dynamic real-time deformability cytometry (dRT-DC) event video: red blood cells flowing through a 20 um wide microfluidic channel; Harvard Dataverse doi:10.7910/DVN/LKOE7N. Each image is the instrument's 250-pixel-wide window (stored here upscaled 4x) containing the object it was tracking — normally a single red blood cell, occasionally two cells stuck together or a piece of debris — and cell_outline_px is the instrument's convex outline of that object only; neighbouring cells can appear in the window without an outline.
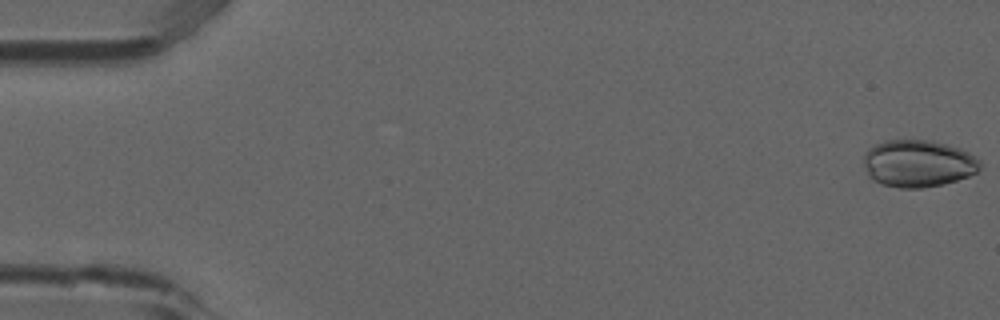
{"species": "common noctule bat (a hibernating species)", "species_latin": "Nyctalus noctula", "temperature_condition": "room temperature", "stored_images_in_passage": 5, "camera_frame_rate_fps": 3000, "um_per_image_px": 0.085, "animal": {"sex": "male", "forearm_length_mm": 52.5}, "frame": {"image": 1, "passage_image": 1, "time_ms": 0.0, "image_size_px": [1000, 320], "cell_outline_px": [[984, 164], [976, 172], [968, 176], [944, 184], [920, 188], [900, 188], [880, 184], [872, 180], [868, 176], [864, 168], [864, 152], [868, 148], [876, 144], [888, 140], [932, 140], [948, 144], [960, 148], [976, 156]], "centroid_in_image_um": [78.04, 13.89], "position_along_channel_um": 7.0, "area_um2": 32.43}}